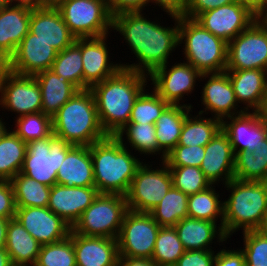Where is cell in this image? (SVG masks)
Here are the masks:
<instances>
[{"instance_id":"cell-11","label":"cell","mask_w":267,"mask_h":266,"mask_svg":"<svg viewBox=\"0 0 267 266\" xmlns=\"http://www.w3.org/2000/svg\"><path fill=\"white\" fill-rule=\"evenodd\" d=\"M0 108L16 114L15 119L42 112V96L34 76L15 74L0 66Z\"/></svg>"},{"instance_id":"cell-7","label":"cell","mask_w":267,"mask_h":266,"mask_svg":"<svg viewBox=\"0 0 267 266\" xmlns=\"http://www.w3.org/2000/svg\"><path fill=\"white\" fill-rule=\"evenodd\" d=\"M54 5L76 38L101 37L112 31L106 0H57Z\"/></svg>"},{"instance_id":"cell-35","label":"cell","mask_w":267,"mask_h":266,"mask_svg":"<svg viewBox=\"0 0 267 266\" xmlns=\"http://www.w3.org/2000/svg\"><path fill=\"white\" fill-rule=\"evenodd\" d=\"M27 144L11 129L0 140V181H10L20 173Z\"/></svg>"},{"instance_id":"cell-58","label":"cell","mask_w":267,"mask_h":266,"mask_svg":"<svg viewBox=\"0 0 267 266\" xmlns=\"http://www.w3.org/2000/svg\"><path fill=\"white\" fill-rule=\"evenodd\" d=\"M0 140H1V138L5 135V133L8 131V129H10V127L9 128H7L5 125L7 124L8 125V123H5L4 121H3V119H2V115H0Z\"/></svg>"},{"instance_id":"cell-49","label":"cell","mask_w":267,"mask_h":266,"mask_svg":"<svg viewBox=\"0 0 267 266\" xmlns=\"http://www.w3.org/2000/svg\"><path fill=\"white\" fill-rule=\"evenodd\" d=\"M237 1L238 0H188L187 8L183 16L195 20L201 13Z\"/></svg>"},{"instance_id":"cell-27","label":"cell","mask_w":267,"mask_h":266,"mask_svg":"<svg viewBox=\"0 0 267 266\" xmlns=\"http://www.w3.org/2000/svg\"><path fill=\"white\" fill-rule=\"evenodd\" d=\"M174 228L186 251L213 250V243L216 244L217 241V244L222 246L228 240L223 228L212 221L185 217Z\"/></svg>"},{"instance_id":"cell-61","label":"cell","mask_w":267,"mask_h":266,"mask_svg":"<svg viewBox=\"0 0 267 266\" xmlns=\"http://www.w3.org/2000/svg\"><path fill=\"white\" fill-rule=\"evenodd\" d=\"M261 113L267 119V94H266V100H265V103H264V106H263Z\"/></svg>"},{"instance_id":"cell-4","label":"cell","mask_w":267,"mask_h":266,"mask_svg":"<svg viewBox=\"0 0 267 266\" xmlns=\"http://www.w3.org/2000/svg\"><path fill=\"white\" fill-rule=\"evenodd\" d=\"M223 231L230 239L239 230H259L267 216V181L230 180L223 186Z\"/></svg>"},{"instance_id":"cell-34","label":"cell","mask_w":267,"mask_h":266,"mask_svg":"<svg viewBox=\"0 0 267 266\" xmlns=\"http://www.w3.org/2000/svg\"><path fill=\"white\" fill-rule=\"evenodd\" d=\"M221 129V120L204 115L190 113L183 123V128L177 145L205 146Z\"/></svg>"},{"instance_id":"cell-21","label":"cell","mask_w":267,"mask_h":266,"mask_svg":"<svg viewBox=\"0 0 267 266\" xmlns=\"http://www.w3.org/2000/svg\"><path fill=\"white\" fill-rule=\"evenodd\" d=\"M221 129L227 134L234 155L244 150L253 152L267 137V119L261 112L245 111L224 118Z\"/></svg>"},{"instance_id":"cell-6","label":"cell","mask_w":267,"mask_h":266,"mask_svg":"<svg viewBox=\"0 0 267 266\" xmlns=\"http://www.w3.org/2000/svg\"><path fill=\"white\" fill-rule=\"evenodd\" d=\"M178 44L184 50L183 61L190 63L201 74L226 71L228 43L194 19L179 16Z\"/></svg>"},{"instance_id":"cell-33","label":"cell","mask_w":267,"mask_h":266,"mask_svg":"<svg viewBox=\"0 0 267 266\" xmlns=\"http://www.w3.org/2000/svg\"><path fill=\"white\" fill-rule=\"evenodd\" d=\"M216 186L218 185L212 184L201 192L188 195V217L219 222L223 228V198L220 197V191L214 188ZM218 218L220 221H217Z\"/></svg>"},{"instance_id":"cell-43","label":"cell","mask_w":267,"mask_h":266,"mask_svg":"<svg viewBox=\"0 0 267 266\" xmlns=\"http://www.w3.org/2000/svg\"><path fill=\"white\" fill-rule=\"evenodd\" d=\"M34 266H76L75 251L70 234L63 240L41 245Z\"/></svg>"},{"instance_id":"cell-9","label":"cell","mask_w":267,"mask_h":266,"mask_svg":"<svg viewBox=\"0 0 267 266\" xmlns=\"http://www.w3.org/2000/svg\"><path fill=\"white\" fill-rule=\"evenodd\" d=\"M159 163L153 168L145 161L138 167L125 195L128 210L149 213L173 186L169 167L164 161Z\"/></svg>"},{"instance_id":"cell-36","label":"cell","mask_w":267,"mask_h":266,"mask_svg":"<svg viewBox=\"0 0 267 266\" xmlns=\"http://www.w3.org/2000/svg\"><path fill=\"white\" fill-rule=\"evenodd\" d=\"M187 203L188 195L172 186L149 214L161 227H174L188 217Z\"/></svg>"},{"instance_id":"cell-15","label":"cell","mask_w":267,"mask_h":266,"mask_svg":"<svg viewBox=\"0 0 267 266\" xmlns=\"http://www.w3.org/2000/svg\"><path fill=\"white\" fill-rule=\"evenodd\" d=\"M255 20L257 15L239 1L201 13L195 19L204 29L227 43Z\"/></svg>"},{"instance_id":"cell-50","label":"cell","mask_w":267,"mask_h":266,"mask_svg":"<svg viewBox=\"0 0 267 266\" xmlns=\"http://www.w3.org/2000/svg\"><path fill=\"white\" fill-rule=\"evenodd\" d=\"M107 6L112 17L125 12H144L149 9L148 0H106Z\"/></svg>"},{"instance_id":"cell-24","label":"cell","mask_w":267,"mask_h":266,"mask_svg":"<svg viewBox=\"0 0 267 266\" xmlns=\"http://www.w3.org/2000/svg\"><path fill=\"white\" fill-rule=\"evenodd\" d=\"M234 158L229 138L220 129L205 145V154L200 169L211 184L223 186L234 179Z\"/></svg>"},{"instance_id":"cell-47","label":"cell","mask_w":267,"mask_h":266,"mask_svg":"<svg viewBox=\"0 0 267 266\" xmlns=\"http://www.w3.org/2000/svg\"><path fill=\"white\" fill-rule=\"evenodd\" d=\"M216 252L214 250L185 251L175 266H214Z\"/></svg>"},{"instance_id":"cell-1","label":"cell","mask_w":267,"mask_h":266,"mask_svg":"<svg viewBox=\"0 0 267 266\" xmlns=\"http://www.w3.org/2000/svg\"><path fill=\"white\" fill-rule=\"evenodd\" d=\"M147 16L143 12L118 14L112 17V30L119 32L136 57L132 64L121 63L122 68L149 76L169 63V56L179 48V16L168 14L174 21L173 27L162 25L157 16L156 21Z\"/></svg>"},{"instance_id":"cell-40","label":"cell","mask_w":267,"mask_h":266,"mask_svg":"<svg viewBox=\"0 0 267 266\" xmlns=\"http://www.w3.org/2000/svg\"><path fill=\"white\" fill-rule=\"evenodd\" d=\"M11 130L26 144L53 135L52 117L43 112L27 114L16 118Z\"/></svg>"},{"instance_id":"cell-13","label":"cell","mask_w":267,"mask_h":266,"mask_svg":"<svg viewBox=\"0 0 267 266\" xmlns=\"http://www.w3.org/2000/svg\"><path fill=\"white\" fill-rule=\"evenodd\" d=\"M267 71V27L255 20L228 43L226 70Z\"/></svg>"},{"instance_id":"cell-53","label":"cell","mask_w":267,"mask_h":266,"mask_svg":"<svg viewBox=\"0 0 267 266\" xmlns=\"http://www.w3.org/2000/svg\"><path fill=\"white\" fill-rule=\"evenodd\" d=\"M118 266H157V264L148 258L119 257Z\"/></svg>"},{"instance_id":"cell-59","label":"cell","mask_w":267,"mask_h":266,"mask_svg":"<svg viewBox=\"0 0 267 266\" xmlns=\"http://www.w3.org/2000/svg\"><path fill=\"white\" fill-rule=\"evenodd\" d=\"M9 4L40 3V0H6Z\"/></svg>"},{"instance_id":"cell-26","label":"cell","mask_w":267,"mask_h":266,"mask_svg":"<svg viewBox=\"0 0 267 266\" xmlns=\"http://www.w3.org/2000/svg\"><path fill=\"white\" fill-rule=\"evenodd\" d=\"M238 104L246 112H261L267 94V71L259 69L226 70ZM252 109V110H251Z\"/></svg>"},{"instance_id":"cell-22","label":"cell","mask_w":267,"mask_h":266,"mask_svg":"<svg viewBox=\"0 0 267 266\" xmlns=\"http://www.w3.org/2000/svg\"><path fill=\"white\" fill-rule=\"evenodd\" d=\"M36 3L10 4L0 10V63L4 65L28 34Z\"/></svg>"},{"instance_id":"cell-44","label":"cell","mask_w":267,"mask_h":266,"mask_svg":"<svg viewBox=\"0 0 267 266\" xmlns=\"http://www.w3.org/2000/svg\"><path fill=\"white\" fill-rule=\"evenodd\" d=\"M173 186L184 194L191 195L201 192L212 184L205 177L203 171L195 166H168Z\"/></svg>"},{"instance_id":"cell-28","label":"cell","mask_w":267,"mask_h":266,"mask_svg":"<svg viewBox=\"0 0 267 266\" xmlns=\"http://www.w3.org/2000/svg\"><path fill=\"white\" fill-rule=\"evenodd\" d=\"M56 183L67 187L95 186L90 146H74L62 162Z\"/></svg>"},{"instance_id":"cell-16","label":"cell","mask_w":267,"mask_h":266,"mask_svg":"<svg viewBox=\"0 0 267 266\" xmlns=\"http://www.w3.org/2000/svg\"><path fill=\"white\" fill-rule=\"evenodd\" d=\"M202 79L207 82L204 83L201 90L202 96L200 97V101L201 106L203 105V109L197 113L201 115H208L209 113L212 117L222 121L226 117L239 115L245 112L241 107L242 105H239L236 101L233 86L226 71L204 73L201 74L200 82H203Z\"/></svg>"},{"instance_id":"cell-57","label":"cell","mask_w":267,"mask_h":266,"mask_svg":"<svg viewBox=\"0 0 267 266\" xmlns=\"http://www.w3.org/2000/svg\"><path fill=\"white\" fill-rule=\"evenodd\" d=\"M257 20L267 27V3L266 5L257 13Z\"/></svg>"},{"instance_id":"cell-55","label":"cell","mask_w":267,"mask_h":266,"mask_svg":"<svg viewBox=\"0 0 267 266\" xmlns=\"http://www.w3.org/2000/svg\"><path fill=\"white\" fill-rule=\"evenodd\" d=\"M9 219L0 218V249L6 247V234Z\"/></svg>"},{"instance_id":"cell-29","label":"cell","mask_w":267,"mask_h":266,"mask_svg":"<svg viewBox=\"0 0 267 266\" xmlns=\"http://www.w3.org/2000/svg\"><path fill=\"white\" fill-rule=\"evenodd\" d=\"M193 108L186 105H169L155 122L159 161L178 144L185 118Z\"/></svg>"},{"instance_id":"cell-18","label":"cell","mask_w":267,"mask_h":266,"mask_svg":"<svg viewBox=\"0 0 267 266\" xmlns=\"http://www.w3.org/2000/svg\"><path fill=\"white\" fill-rule=\"evenodd\" d=\"M57 54L49 43L28 32L3 66L15 74L34 76L50 69Z\"/></svg>"},{"instance_id":"cell-5","label":"cell","mask_w":267,"mask_h":266,"mask_svg":"<svg viewBox=\"0 0 267 266\" xmlns=\"http://www.w3.org/2000/svg\"><path fill=\"white\" fill-rule=\"evenodd\" d=\"M53 134L76 146H91L107 137L99 122L94 95L79 90L52 116Z\"/></svg>"},{"instance_id":"cell-12","label":"cell","mask_w":267,"mask_h":266,"mask_svg":"<svg viewBox=\"0 0 267 266\" xmlns=\"http://www.w3.org/2000/svg\"><path fill=\"white\" fill-rule=\"evenodd\" d=\"M160 227L149 213L128 210L117 237L119 257L151 259Z\"/></svg>"},{"instance_id":"cell-52","label":"cell","mask_w":267,"mask_h":266,"mask_svg":"<svg viewBox=\"0 0 267 266\" xmlns=\"http://www.w3.org/2000/svg\"><path fill=\"white\" fill-rule=\"evenodd\" d=\"M155 6L161 8L164 13L176 16H183L187 8L188 0H148Z\"/></svg>"},{"instance_id":"cell-48","label":"cell","mask_w":267,"mask_h":266,"mask_svg":"<svg viewBox=\"0 0 267 266\" xmlns=\"http://www.w3.org/2000/svg\"><path fill=\"white\" fill-rule=\"evenodd\" d=\"M16 204L10 181H0V218H15Z\"/></svg>"},{"instance_id":"cell-19","label":"cell","mask_w":267,"mask_h":266,"mask_svg":"<svg viewBox=\"0 0 267 266\" xmlns=\"http://www.w3.org/2000/svg\"><path fill=\"white\" fill-rule=\"evenodd\" d=\"M15 218L41 245L63 240L72 229L48 207H16Z\"/></svg>"},{"instance_id":"cell-23","label":"cell","mask_w":267,"mask_h":266,"mask_svg":"<svg viewBox=\"0 0 267 266\" xmlns=\"http://www.w3.org/2000/svg\"><path fill=\"white\" fill-rule=\"evenodd\" d=\"M98 194L95 186L67 187L56 183L51 187L48 208L73 227Z\"/></svg>"},{"instance_id":"cell-14","label":"cell","mask_w":267,"mask_h":266,"mask_svg":"<svg viewBox=\"0 0 267 266\" xmlns=\"http://www.w3.org/2000/svg\"><path fill=\"white\" fill-rule=\"evenodd\" d=\"M200 77L201 73L198 70L183 61L173 65L167 63L156 69L148 76V81H152L151 88L153 87L152 89L169 104L194 108L192 104H184L183 101L186 95L189 97L194 93L196 82L200 81Z\"/></svg>"},{"instance_id":"cell-10","label":"cell","mask_w":267,"mask_h":266,"mask_svg":"<svg viewBox=\"0 0 267 266\" xmlns=\"http://www.w3.org/2000/svg\"><path fill=\"white\" fill-rule=\"evenodd\" d=\"M74 146L54 134L51 137L31 141L27 144L20 173L52 187L56 184L59 167Z\"/></svg>"},{"instance_id":"cell-46","label":"cell","mask_w":267,"mask_h":266,"mask_svg":"<svg viewBox=\"0 0 267 266\" xmlns=\"http://www.w3.org/2000/svg\"><path fill=\"white\" fill-rule=\"evenodd\" d=\"M205 146L176 145L163 160L167 166H201Z\"/></svg>"},{"instance_id":"cell-54","label":"cell","mask_w":267,"mask_h":266,"mask_svg":"<svg viewBox=\"0 0 267 266\" xmlns=\"http://www.w3.org/2000/svg\"><path fill=\"white\" fill-rule=\"evenodd\" d=\"M249 7L256 15L266 5L267 0H238Z\"/></svg>"},{"instance_id":"cell-38","label":"cell","mask_w":267,"mask_h":266,"mask_svg":"<svg viewBox=\"0 0 267 266\" xmlns=\"http://www.w3.org/2000/svg\"><path fill=\"white\" fill-rule=\"evenodd\" d=\"M16 207H48L51 187L22 173L10 180Z\"/></svg>"},{"instance_id":"cell-31","label":"cell","mask_w":267,"mask_h":266,"mask_svg":"<svg viewBox=\"0 0 267 266\" xmlns=\"http://www.w3.org/2000/svg\"><path fill=\"white\" fill-rule=\"evenodd\" d=\"M5 249L13 265L34 266L40 253L41 244L16 218H12L8 222Z\"/></svg>"},{"instance_id":"cell-42","label":"cell","mask_w":267,"mask_h":266,"mask_svg":"<svg viewBox=\"0 0 267 266\" xmlns=\"http://www.w3.org/2000/svg\"><path fill=\"white\" fill-rule=\"evenodd\" d=\"M145 89L134 102L128 123L155 124L162 112L170 105L154 90Z\"/></svg>"},{"instance_id":"cell-63","label":"cell","mask_w":267,"mask_h":266,"mask_svg":"<svg viewBox=\"0 0 267 266\" xmlns=\"http://www.w3.org/2000/svg\"><path fill=\"white\" fill-rule=\"evenodd\" d=\"M57 0H40L42 4H54Z\"/></svg>"},{"instance_id":"cell-62","label":"cell","mask_w":267,"mask_h":266,"mask_svg":"<svg viewBox=\"0 0 267 266\" xmlns=\"http://www.w3.org/2000/svg\"><path fill=\"white\" fill-rule=\"evenodd\" d=\"M8 5L10 4L6 0H0V10Z\"/></svg>"},{"instance_id":"cell-60","label":"cell","mask_w":267,"mask_h":266,"mask_svg":"<svg viewBox=\"0 0 267 266\" xmlns=\"http://www.w3.org/2000/svg\"><path fill=\"white\" fill-rule=\"evenodd\" d=\"M259 231H261L265 236H267V216L264 219L263 225L261 226Z\"/></svg>"},{"instance_id":"cell-32","label":"cell","mask_w":267,"mask_h":266,"mask_svg":"<svg viewBox=\"0 0 267 266\" xmlns=\"http://www.w3.org/2000/svg\"><path fill=\"white\" fill-rule=\"evenodd\" d=\"M234 178L241 181H267V137L253 152L244 150L235 154Z\"/></svg>"},{"instance_id":"cell-25","label":"cell","mask_w":267,"mask_h":266,"mask_svg":"<svg viewBox=\"0 0 267 266\" xmlns=\"http://www.w3.org/2000/svg\"><path fill=\"white\" fill-rule=\"evenodd\" d=\"M73 241L76 266H118L117 239L85 236L70 231Z\"/></svg>"},{"instance_id":"cell-51","label":"cell","mask_w":267,"mask_h":266,"mask_svg":"<svg viewBox=\"0 0 267 266\" xmlns=\"http://www.w3.org/2000/svg\"><path fill=\"white\" fill-rule=\"evenodd\" d=\"M217 251L214 266H245V256L241 248L228 249L226 246Z\"/></svg>"},{"instance_id":"cell-56","label":"cell","mask_w":267,"mask_h":266,"mask_svg":"<svg viewBox=\"0 0 267 266\" xmlns=\"http://www.w3.org/2000/svg\"><path fill=\"white\" fill-rule=\"evenodd\" d=\"M0 266H13L10 256L5 248L0 249Z\"/></svg>"},{"instance_id":"cell-39","label":"cell","mask_w":267,"mask_h":266,"mask_svg":"<svg viewBox=\"0 0 267 266\" xmlns=\"http://www.w3.org/2000/svg\"><path fill=\"white\" fill-rule=\"evenodd\" d=\"M185 251L174 227H160L151 259L157 266H175Z\"/></svg>"},{"instance_id":"cell-37","label":"cell","mask_w":267,"mask_h":266,"mask_svg":"<svg viewBox=\"0 0 267 266\" xmlns=\"http://www.w3.org/2000/svg\"><path fill=\"white\" fill-rule=\"evenodd\" d=\"M116 138L122 142L124 147L129 149L132 146L130 149L135 150L134 152L138 151L139 155L154 157L158 154L155 124L128 123L116 134Z\"/></svg>"},{"instance_id":"cell-17","label":"cell","mask_w":267,"mask_h":266,"mask_svg":"<svg viewBox=\"0 0 267 266\" xmlns=\"http://www.w3.org/2000/svg\"><path fill=\"white\" fill-rule=\"evenodd\" d=\"M108 35L92 38H77L75 44L81 49L83 66V90L115 75L121 68V62L111 61Z\"/></svg>"},{"instance_id":"cell-2","label":"cell","mask_w":267,"mask_h":266,"mask_svg":"<svg viewBox=\"0 0 267 266\" xmlns=\"http://www.w3.org/2000/svg\"><path fill=\"white\" fill-rule=\"evenodd\" d=\"M147 80L145 74L121 68L90 88L99 122L107 136H116L128 124L134 102L148 87Z\"/></svg>"},{"instance_id":"cell-3","label":"cell","mask_w":267,"mask_h":266,"mask_svg":"<svg viewBox=\"0 0 267 266\" xmlns=\"http://www.w3.org/2000/svg\"><path fill=\"white\" fill-rule=\"evenodd\" d=\"M131 151L116 136H107L90 146L95 187L99 193L127 194L138 167L145 160Z\"/></svg>"},{"instance_id":"cell-45","label":"cell","mask_w":267,"mask_h":266,"mask_svg":"<svg viewBox=\"0 0 267 266\" xmlns=\"http://www.w3.org/2000/svg\"><path fill=\"white\" fill-rule=\"evenodd\" d=\"M245 266H267V236L259 230L241 232Z\"/></svg>"},{"instance_id":"cell-41","label":"cell","mask_w":267,"mask_h":266,"mask_svg":"<svg viewBox=\"0 0 267 266\" xmlns=\"http://www.w3.org/2000/svg\"><path fill=\"white\" fill-rule=\"evenodd\" d=\"M50 70L66 78L79 90H83L82 54L75 43L58 52Z\"/></svg>"},{"instance_id":"cell-20","label":"cell","mask_w":267,"mask_h":266,"mask_svg":"<svg viewBox=\"0 0 267 266\" xmlns=\"http://www.w3.org/2000/svg\"><path fill=\"white\" fill-rule=\"evenodd\" d=\"M29 32L49 43L58 52L73 45L77 39L54 4L37 2L32 7Z\"/></svg>"},{"instance_id":"cell-30","label":"cell","mask_w":267,"mask_h":266,"mask_svg":"<svg viewBox=\"0 0 267 266\" xmlns=\"http://www.w3.org/2000/svg\"><path fill=\"white\" fill-rule=\"evenodd\" d=\"M34 77L41 90L42 112L51 117L79 91L66 78L50 69L41 71Z\"/></svg>"},{"instance_id":"cell-8","label":"cell","mask_w":267,"mask_h":266,"mask_svg":"<svg viewBox=\"0 0 267 266\" xmlns=\"http://www.w3.org/2000/svg\"><path fill=\"white\" fill-rule=\"evenodd\" d=\"M127 211L125 196L99 193L72 230L80 235L117 239Z\"/></svg>"}]
</instances>
